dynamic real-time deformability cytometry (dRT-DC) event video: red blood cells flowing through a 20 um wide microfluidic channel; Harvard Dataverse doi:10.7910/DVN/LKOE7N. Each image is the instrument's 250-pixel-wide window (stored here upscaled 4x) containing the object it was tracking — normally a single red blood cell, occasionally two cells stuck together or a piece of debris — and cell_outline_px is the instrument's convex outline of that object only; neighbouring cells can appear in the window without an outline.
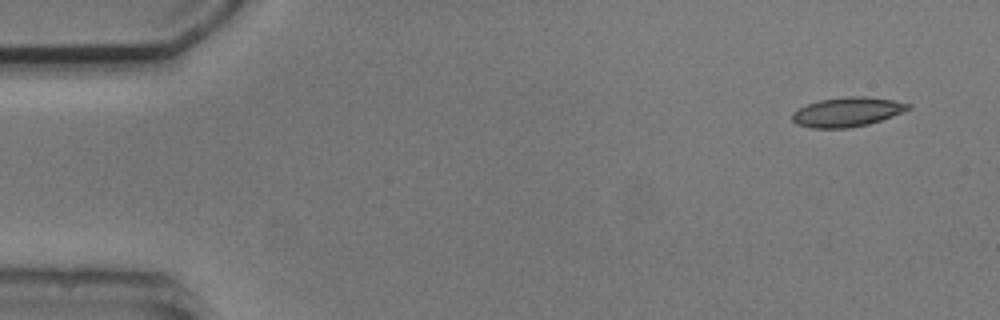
{"species": "common noctule bat (a hibernating species)", "species_latin": "Nyctalus noctula", "temperature_condition": "cold", "stored_images_in_passage": 6, "camera_frame_rate_fps": 3000, "um_per_image_px": 0.085, "animal": {"sex": "male", "body_mass_g": 20.5, "forearm_length_mm": 52.5}, "frame": {"image": 1, "passage_image": 1, "time_ms": 0.0, "image_size_px": [1000, 320], "cell_outline_px": [[912, 108], [892, 116], [868, 124], [848, 128], [812, 128], [796, 124], [792, 120], [792, 112], [808, 104], [820, 100], [848, 96], [864, 96], [892, 100], [912, 104]], "centroid_in_image_um": [72.02, 9.52], "position_along_channel_um": 13.0, "area_um2": 19.77}}
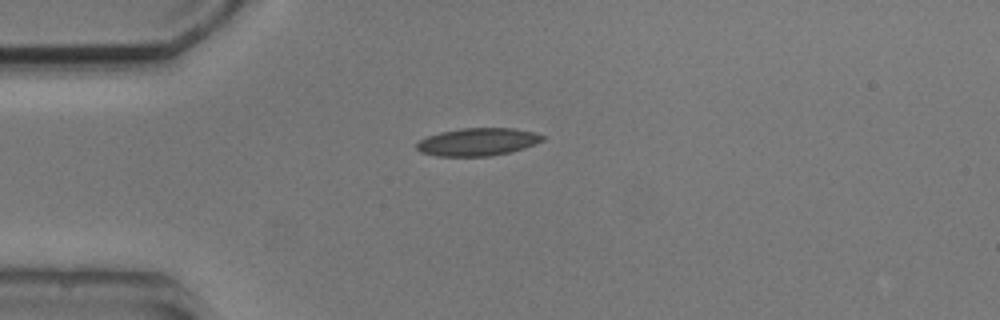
{"frame": {"image": 2, "passage_image": 4, "time_ms": 3.333, "image_size_px": [1000, 320], "cell_outline_px": [[544, 140], [524, 148], [492, 156], [436, 156], [420, 152], [416, 148], [416, 144], [420, 140], [428, 136], [440, 132], [460, 128], [516, 128], [532, 132], [544, 136]], "centroid_in_image_um": [40.58, 12.06], "position_along_channel_um": 44.4, "area_um2": 20.29}}
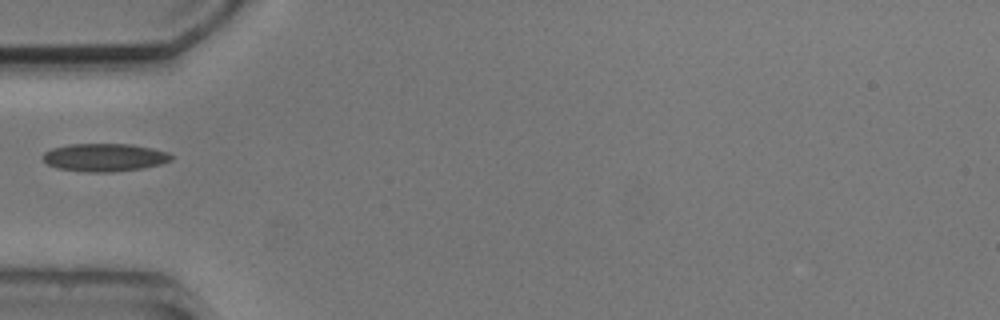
{"frame": {"image": 3, "passage_image": 5, "time_ms": 4.667, "image_size_px": [1000, 320], "cell_outline_px": [[172, 160], [160, 164], [144, 168], [112, 172], [88, 172], [56, 168], [48, 164], [40, 156], [44, 152], [52, 148], [68, 144], [132, 144], [152, 148], [168, 152], [172, 156]], "centroid_in_image_um": [8.87, 13.38], "position_along_channel_um": 76.1, "area_um2": 21.04}}